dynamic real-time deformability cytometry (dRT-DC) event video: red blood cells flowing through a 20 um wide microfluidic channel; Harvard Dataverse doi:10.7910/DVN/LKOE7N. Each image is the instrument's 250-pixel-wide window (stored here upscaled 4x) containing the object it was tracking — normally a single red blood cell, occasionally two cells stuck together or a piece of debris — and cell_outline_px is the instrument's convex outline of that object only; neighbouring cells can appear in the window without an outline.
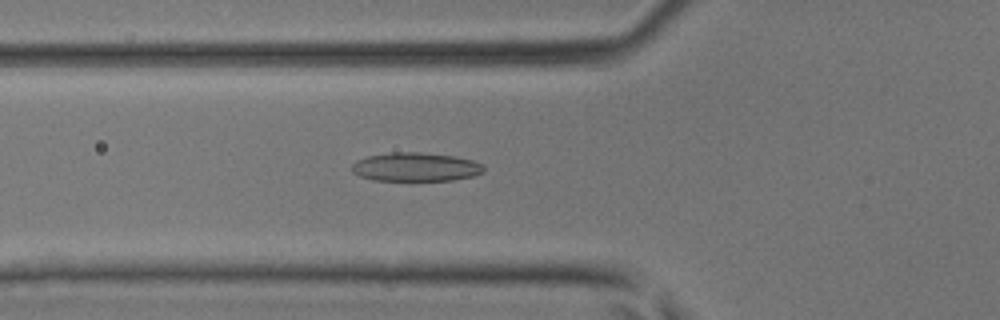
{"species": "common noctule bat (a hibernating species)", "species_latin": "Nyctalus noctula", "temperature_condition": "room temperature", "stored_images_in_passage": 36, "camera_frame_rate_fps": 3000, "um_per_image_px": 0.085, "animal": {"sex": "male", "body_mass_g": 17.9, "forearm_length_mm": 54.2}, "frame": {"image": 1, "passage_image": 7, "time_ms": 2.0, "image_size_px": [1000, 320], "cell_outline_px": [[484, 172], [472, 176], [452, 180], [372, 180], [360, 176], [352, 172], [352, 164], [356, 160], [368, 156], [392, 152], [420, 152], [456, 156], [472, 160], [480, 164], [484, 168]], "centroid_in_image_um": [35.31, 14.19], "position_along_channel_um": 90.5, "area_um2": 22.02}}
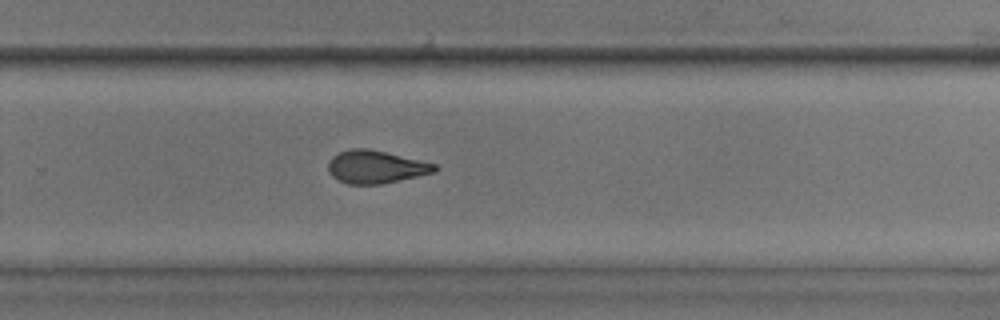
{"frame": {"image": 2, "passage_image": 21, "time_ms": 6.667, "image_size_px": [1000, 320], "cell_outline_px": [[436, 172], [380, 184], [348, 184], [332, 176], [328, 172], [328, 160], [332, 156], [340, 152], [352, 148], [368, 148], [436, 164]], "centroid_in_image_um": [31.9, 14.18], "position_along_channel_um": 297.9, "area_um2": 20.17}}
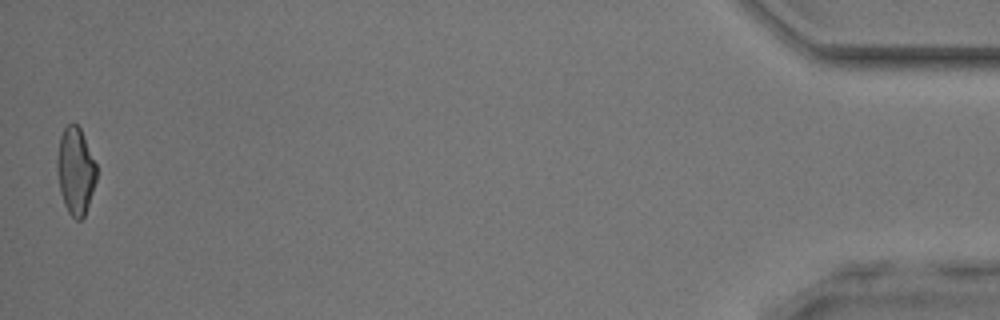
{"frame": {"image": 3, "passage_image": 36, "time_ms": 11.667, "image_size_px": [1000, 320], "cell_outline_px": [[96, 180], [84, 216], [80, 220], [76, 220], [68, 212], [64, 204], [60, 192], [56, 168], [56, 160], [60, 136], [64, 128], [68, 124], [76, 124], [80, 128], [96, 164]], "centroid_in_image_um": [6.4, 14.53], "position_along_channel_um": 428.8, "area_um2": 19.83}}